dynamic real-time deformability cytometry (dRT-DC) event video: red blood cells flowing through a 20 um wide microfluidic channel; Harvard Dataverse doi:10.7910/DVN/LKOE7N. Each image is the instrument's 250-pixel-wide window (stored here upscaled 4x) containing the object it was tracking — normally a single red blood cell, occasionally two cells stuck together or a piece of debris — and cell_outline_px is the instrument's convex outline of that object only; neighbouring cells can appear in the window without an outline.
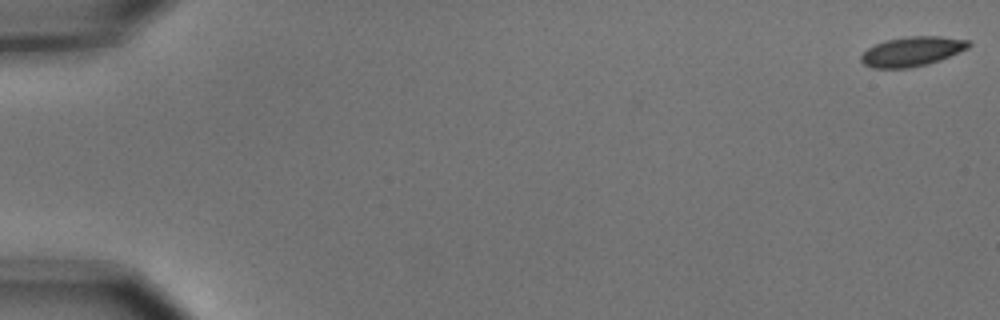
{"species": "common noctule bat (a hibernating species)", "species_latin": "Nyctalus noctula", "temperature_condition": "cold", "stored_images_in_passage": 48, "camera_frame_rate_fps": 3000, "um_per_image_px": 0.085, "animal": {"sex": "male", "body_mass_g": 15.6}, "frame": {"image": 1, "passage_image": 1, "time_ms": 0.0, "image_size_px": [1000, 320], "cell_outline_px": [[972, 44], [968, 48], [940, 60], [928, 64], [908, 68], [872, 68], [864, 64], [860, 60], [860, 56], [868, 48], [884, 40], [908, 36], [940, 36], [972, 40]], "centroid_in_image_um": [77.54, 4.36], "position_along_channel_um": 7.5, "area_um2": 18.67}}
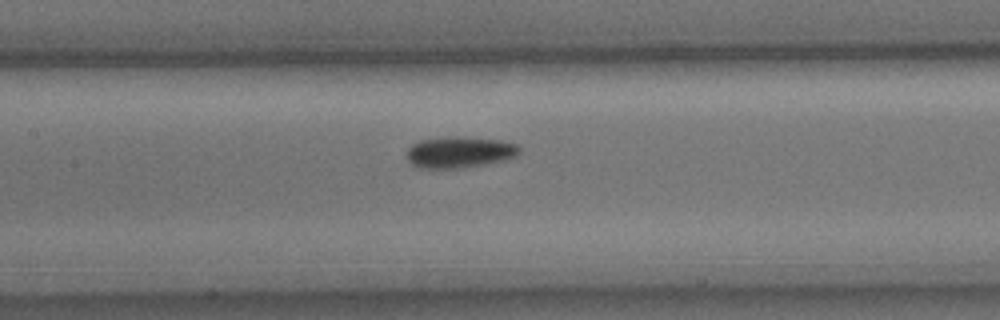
{"frame": {"image": 2, "passage_image": 27, "time_ms": 8.667, "image_size_px": [1000, 320], "cell_outline_px": [[520, 152], [516, 156], [508, 160], [464, 168], [416, 168], [404, 156], [408, 148], [412, 144], [420, 140], [452, 136], [456, 136], [500, 140], [516, 144], [520, 148]], "centroid_in_image_um": [39.04, 12.95], "position_along_channel_um": 168.4, "area_um2": 20.87}}
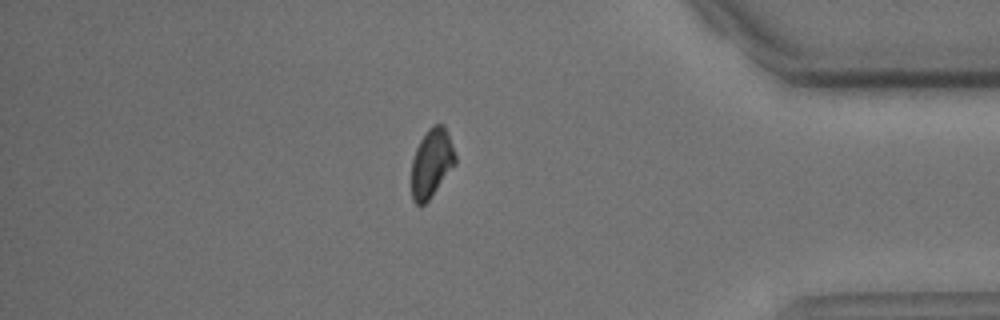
{"frame": {"image": 3, "passage_image": 48, "time_ms": 15.667, "image_size_px": [1000, 320], "cell_outline_px": [[456, 164], [428, 200], [424, 204], [416, 204], [412, 200], [412, 160], [416, 148], [420, 140], [428, 128], [432, 124], [444, 124], [448, 132], [456, 156]], "centroid_in_image_um": [36.69, 13.82], "position_along_channel_um": 398.5, "area_um2": 17.51}, "authors_computed_cell_mechanics": {"area_um2": 19.363, "velocity_mm_per_s": 3.6841, "shape_relaxation_time_tau1_ms": 2.392, "shape_relaxation_time_tau2_ms": null, "deformation_change_tau1": 0.0789, "deformation_change_tau2": null}}